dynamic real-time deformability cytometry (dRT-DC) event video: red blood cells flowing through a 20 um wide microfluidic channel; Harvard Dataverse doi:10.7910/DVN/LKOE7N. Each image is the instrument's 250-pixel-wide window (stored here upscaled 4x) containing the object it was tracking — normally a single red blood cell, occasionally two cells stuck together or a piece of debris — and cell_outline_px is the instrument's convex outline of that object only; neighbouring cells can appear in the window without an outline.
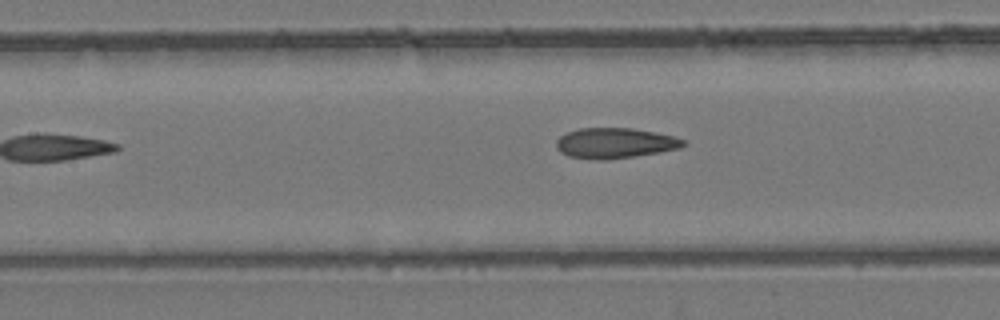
{"species": "common noctule bat (a hibernating species)", "species_latin": "Nyctalus noctula", "temperature_condition": "room temperature", "stored_images_in_passage": 7, "segment_of_instrument_passage": [1, 2], "camera_frame_rate_fps": 3000, "um_per_image_px": 0.085, "animal": {"sex": "female", "body_mass_g": 24.6, "forearm_length_mm": 56.2}, "frame": {"image": 1, "passage_image": 5, "time_ms": 4.667, "image_size_px": [1000, 320], "cell_outline_px": [[688, 144], [680, 148], [660, 152], [608, 160], [600, 160], [568, 156], [560, 152], [556, 148], [556, 140], [560, 136], [568, 132], [580, 128], [632, 128], [672, 136], [684, 140]], "centroid_in_image_um": [52.25, 12.17], "position_along_channel_um": 155.1, "area_um2": 22.43}}